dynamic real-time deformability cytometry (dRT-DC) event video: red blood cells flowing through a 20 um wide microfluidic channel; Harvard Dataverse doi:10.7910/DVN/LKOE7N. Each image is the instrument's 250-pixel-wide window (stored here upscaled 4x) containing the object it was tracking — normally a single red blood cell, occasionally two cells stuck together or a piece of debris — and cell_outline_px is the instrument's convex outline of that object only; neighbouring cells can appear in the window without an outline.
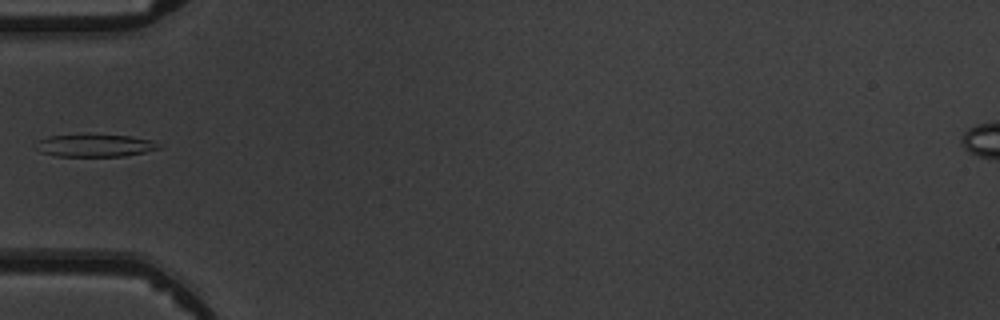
{"species": "common noctule bat (a hibernating species)", "species_latin": "Nyctalus noctula", "temperature_condition": "warm", "stored_images_in_passage": 5, "camera_frame_rate_fps": 3000, "um_per_image_px": 0.085, "animal": {"sex": "male", "body_mass_g": 19.5, "forearm_length_mm": 54.6}, "frame": {"image": 1, "passage_image": 4, "time_ms": 3.667, "image_size_px": [1000, 320], "cell_outline_px": [[164, 148], [124, 156], [56, 156], [40, 152], [36, 148], [36, 140], [48, 136], [128, 136], [152, 140]], "centroid_in_image_um": [8.06, 12.39], "position_along_channel_um": 76.9, "area_um2": 15.72}}